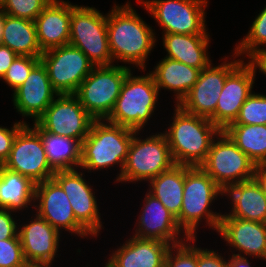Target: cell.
<instances>
[{"label": "cell", "instance_id": "1", "mask_svg": "<svg viewBox=\"0 0 266 267\" xmlns=\"http://www.w3.org/2000/svg\"><path fill=\"white\" fill-rule=\"evenodd\" d=\"M107 33L113 62L135 64L145 71L148 55L155 46L156 37L130 3L116 5L107 14ZM130 62V63H129Z\"/></svg>", "mask_w": 266, "mask_h": 267}, {"label": "cell", "instance_id": "2", "mask_svg": "<svg viewBox=\"0 0 266 267\" xmlns=\"http://www.w3.org/2000/svg\"><path fill=\"white\" fill-rule=\"evenodd\" d=\"M173 122L164 132L176 165L200 166L221 130L209 119L187 113L175 105Z\"/></svg>", "mask_w": 266, "mask_h": 267}, {"label": "cell", "instance_id": "3", "mask_svg": "<svg viewBox=\"0 0 266 267\" xmlns=\"http://www.w3.org/2000/svg\"><path fill=\"white\" fill-rule=\"evenodd\" d=\"M220 194L224 191L200 166L185 165L183 203L176 218L182 233L184 230V237L196 238V228L202 219L218 231L222 215L209 207Z\"/></svg>", "mask_w": 266, "mask_h": 267}, {"label": "cell", "instance_id": "4", "mask_svg": "<svg viewBox=\"0 0 266 267\" xmlns=\"http://www.w3.org/2000/svg\"><path fill=\"white\" fill-rule=\"evenodd\" d=\"M134 130L104 120H94L89 134L82 142L80 168L91 171L120 165V173L127 159Z\"/></svg>", "mask_w": 266, "mask_h": 267}, {"label": "cell", "instance_id": "5", "mask_svg": "<svg viewBox=\"0 0 266 267\" xmlns=\"http://www.w3.org/2000/svg\"><path fill=\"white\" fill-rule=\"evenodd\" d=\"M158 96L159 89L150 73L133 76L130 72L106 120L134 131H141L154 113Z\"/></svg>", "mask_w": 266, "mask_h": 267}, {"label": "cell", "instance_id": "6", "mask_svg": "<svg viewBox=\"0 0 266 267\" xmlns=\"http://www.w3.org/2000/svg\"><path fill=\"white\" fill-rule=\"evenodd\" d=\"M69 45L80 49L95 66L113 64L107 33V14L94 7L71 4Z\"/></svg>", "mask_w": 266, "mask_h": 267}, {"label": "cell", "instance_id": "7", "mask_svg": "<svg viewBox=\"0 0 266 267\" xmlns=\"http://www.w3.org/2000/svg\"><path fill=\"white\" fill-rule=\"evenodd\" d=\"M130 72V66H95L81 82L75 95L95 120L107 119Z\"/></svg>", "mask_w": 266, "mask_h": 267}, {"label": "cell", "instance_id": "8", "mask_svg": "<svg viewBox=\"0 0 266 267\" xmlns=\"http://www.w3.org/2000/svg\"><path fill=\"white\" fill-rule=\"evenodd\" d=\"M134 131L127 159L117 182L150 181L160 173L171 169L175 163L164 133L140 139Z\"/></svg>", "mask_w": 266, "mask_h": 267}, {"label": "cell", "instance_id": "9", "mask_svg": "<svg viewBox=\"0 0 266 267\" xmlns=\"http://www.w3.org/2000/svg\"><path fill=\"white\" fill-rule=\"evenodd\" d=\"M200 167L224 191L233 184L253 179L256 164L221 131Z\"/></svg>", "mask_w": 266, "mask_h": 267}, {"label": "cell", "instance_id": "10", "mask_svg": "<svg viewBox=\"0 0 266 267\" xmlns=\"http://www.w3.org/2000/svg\"><path fill=\"white\" fill-rule=\"evenodd\" d=\"M163 28V34L206 32L207 0H137Z\"/></svg>", "mask_w": 266, "mask_h": 267}, {"label": "cell", "instance_id": "11", "mask_svg": "<svg viewBox=\"0 0 266 267\" xmlns=\"http://www.w3.org/2000/svg\"><path fill=\"white\" fill-rule=\"evenodd\" d=\"M40 60L58 94H75L95 67L80 49L69 44L44 51Z\"/></svg>", "mask_w": 266, "mask_h": 267}, {"label": "cell", "instance_id": "12", "mask_svg": "<svg viewBox=\"0 0 266 267\" xmlns=\"http://www.w3.org/2000/svg\"><path fill=\"white\" fill-rule=\"evenodd\" d=\"M56 98L36 122L52 134L75 138L82 143L95 119L75 94H58Z\"/></svg>", "mask_w": 266, "mask_h": 267}, {"label": "cell", "instance_id": "13", "mask_svg": "<svg viewBox=\"0 0 266 267\" xmlns=\"http://www.w3.org/2000/svg\"><path fill=\"white\" fill-rule=\"evenodd\" d=\"M27 123L18 131L8 159L3 166L38 184L51 179L55 171L50 167L39 134Z\"/></svg>", "mask_w": 266, "mask_h": 267}, {"label": "cell", "instance_id": "14", "mask_svg": "<svg viewBox=\"0 0 266 267\" xmlns=\"http://www.w3.org/2000/svg\"><path fill=\"white\" fill-rule=\"evenodd\" d=\"M242 61L225 60L214 67L210 63L201 70L197 82L179 106L187 113L207 118L214 124V112L226 78Z\"/></svg>", "mask_w": 266, "mask_h": 267}, {"label": "cell", "instance_id": "15", "mask_svg": "<svg viewBox=\"0 0 266 267\" xmlns=\"http://www.w3.org/2000/svg\"><path fill=\"white\" fill-rule=\"evenodd\" d=\"M36 214L60 232L61 229L80 237L91 235L75 218L70 201L61 186L53 179L36 184Z\"/></svg>", "mask_w": 266, "mask_h": 267}, {"label": "cell", "instance_id": "16", "mask_svg": "<svg viewBox=\"0 0 266 267\" xmlns=\"http://www.w3.org/2000/svg\"><path fill=\"white\" fill-rule=\"evenodd\" d=\"M256 69L251 60L247 64L243 60L227 76L214 112V124L221 131L235 122L240 108L253 92Z\"/></svg>", "mask_w": 266, "mask_h": 267}, {"label": "cell", "instance_id": "17", "mask_svg": "<svg viewBox=\"0 0 266 267\" xmlns=\"http://www.w3.org/2000/svg\"><path fill=\"white\" fill-rule=\"evenodd\" d=\"M77 169L56 171L52 178L61 186L72 206L76 220L92 235L102 229L95 192Z\"/></svg>", "mask_w": 266, "mask_h": 267}, {"label": "cell", "instance_id": "18", "mask_svg": "<svg viewBox=\"0 0 266 267\" xmlns=\"http://www.w3.org/2000/svg\"><path fill=\"white\" fill-rule=\"evenodd\" d=\"M57 95L52 88L47 69L40 61L31 70L25 82L14 91L12 101L22 117H30L36 122Z\"/></svg>", "mask_w": 266, "mask_h": 267}, {"label": "cell", "instance_id": "19", "mask_svg": "<svg viewBox=\"0 0 266 267\" xmlns=\"http://www.w3.org/2000/svg\"><path fill=\"white\" fill-rule=\"evenodd\" d=\"M142 212L138 216V227L134 237L141 239H157L171 245L188 241L189 237H177L181 233L176 217L150 193L144 198ZM186 238V239H185ZM185 239V240H183Z\"/></svg>", "mask_w": 266, "mask_h": 267}, {"label": "cell", "instance_id": "20", "mask_svg": "<svg viewBox=\"0 0 266 267\" xmlns=\"http://www.w3.org/2000/svg\"><path fill=\"white\" fill-rule=\"evenodd\" d=\"M238 256H251L266 261V223L222 215L217 231ZM242 253V254H241Z\"/></svg>", "mask_w": 266, "mask_h": 267}, {"label": "cell", "instance_id": "21", "mask_svg": "<svg viewBox=\"0 0 266 267\" xmlns=\"http://www.w3.org/2000/svg\"><path fill=\"white\" fill-rule=\"evenodd\" d=\"M28 264L51 265L59 248L60 232L37 214L18 230Z\"/></svg>", "mask_w": 266, "mask_h": 267}, {"label": "cell", "instance_id": "22", "mask_svg": "<svg viewBox=\"0 0 266 267\" xmlns=\"http://www.w3.org/2000/svg\"><path fill=\"white\" fill-rule=\"evenodd\" d=\"M113 250L105 267H165V258L172 246L157 239L130 237Z\"/></svg>", "mask_w": 266, "mask_h": 267}, {"label": "cell", "instance_id": "23", "mask_svg": "<svg viewBox=\"0 0 266 267\" xmlns=\"http://www.w3.org/2000/svg\"><path fill=\"white\" fill-rule=\"evenodd\" d=\"M71 3L52 0L36 17L35 25L41 50L69 44Z\"/></svg>", "mask_w": 266, "mask_h": 267}, {"label": "cell", "instance_id": "24", "mask_svg": "<svg viewBox=\"0 0 266 267\" xmlns=\"http://www.w3.org/2000/svg\"><path fill=\"white\" fill-rule=\"evenodd\" d=\"M223 195L232 197L233 206L222 215L266 223V196L254 178L227 187Z\"/></svg>", "mask_w": 266, "mask_h": 267}, {"label": "cell", "instance_id": "25", "mask_svg": "<svg viewBox=\"0 0 266 267\" xmlns=\"http://www.w3.org/2000/svg\"><path fill=\"white\" fill-rule=\"evenodd\" d=\"M163 46L168 52L165 57L180 61L202 70L211 63L208 57V34H163Z\"/></svg>", "mask_w": 266, "mask_h": 267}, {"label": "cell", "instance_id": "26", "mask_svg": "<svg viewBox=\"0 0 266 267\" xmlns=\"http://www.w3.org/2000/svg\"><path fill=\"white\" fill-rule=\"evenodd\" d=\"M200 72L198 68L164 57L150 74L159 91L161 88L174 91L175 103L179 105L197 82Z\"/></svg>", "mask_w": 266, "mask_h": 267}, {"label": "cell", "instance_id": "27", "mask_svg": "<svg viewBox=\"0 0 266 267\" xmlns=\"http://www.w3.org/2000/svg\"><path fill=\"white\" fill-rule=\"evenodd\" d=\"M33 123L32 128L39 134L48 163L55 172L80 167L82 143L79 140L52 134L37 122Z\"/></svg>", "mask_w": 266, "mask_h": 267}, {"label": "cell", "instance_id": "28", "mask_svg": "<svg viewBox=\"0 0 266 267\" xmlns=\"http://www.w3.org/2000/svg\"><path fill=\"white\" fill-rule=\"evenodd\" d=\"M1 44L18 56L39 57L43 51L38 43L35 21L3 13Z\"/></svg>", "mask_w": 266, "mask_h": 267}, {"label": "cell", "instance_id": "29", "mask_svg": "<svg viewBox=\"0 0 266 267\" xmlns=\"http://www.w3.org/2000/svg\"><path fill=\"white\" fill-rule=\"evenodd\" d=\"M35 189L31 179L0 165V209L17 212L28 207L35 202Z\"/></svg>", "mask_w": 266, "mask_h": 267}, {"label": "cell", "instance_id": "30", "mask_svg": "<svg viewBox=\"0 0 266 267\" xmlns=\"http://www.w3.org/2000/svg\"><path fill=\"white\" fill-rule=\"evenodd\" d=\"M148 183L149 193L168 209L176 218L180 215L185 183V165H174L160 173Z\"/></svg>", "mask_w": 266, "mask_h": 267}, {"label": "cell", "instance_id": "31", "mask_svg": "<svg viewBox=\"0 0 266 267\" xmlns=\"http://www.w3.org/2000/svg\"><path fill=\"white\" fill-rule=\"evenodd\" d=\"M224 132L256 165L266 163V125L230 124Z\"/></svg>", "mask_w": 266, "mask_h": 267}, {"label": "cell", "instance_id": "32", "mask_svg": "<svg viewBox=\"0 0 266 267\" xmlns=\"http://www.w3.org/2000/svg\"><path fill=\"white\" fill-rule=\"evenodd\" d=\"M264 45L266 46V6L254 19L248 34L237 44L233 53L234 58L245 54L251 60L257 54L266 51Z\"/></svg>", "mask_w": 266, "mask_h": 267}, {"label": "cell", "instance_id": "33", "mask_svg": "<svg viewBox=\"0 0 266 267\" xmlns=\"http://www.w3.org/2000/svg\"><path fill=\"white\" fill-rule=\"evenodd\" d=\"M232 124L266 125V95L252 92Z\"/></svg>", "mask_w": 266, "mask_h": 267}, {"label": "cell", "instance_id": "34", "mask_svg": "<svg viewBox=\"0 0 266 267\" xmlns=\"http://www.w3.org/2000/svg\"><path fill=\"white\" fill-rule=\"evenodd\" d=\"M52 0H0L1 11L6 15L35 21Z\"/></svg>", "mask_w": 266, "mask_h": 267}, {"label": "cell", "instance_id": "35", "mask_svg": "<svg viewBox=\"0 0 266 267\" xmlns=\"http://www.w3.org/2000/svg\"><path fill=\"white\" fill-rule=\"evenodd\" d=\"M39 57L17 56L2 80L13 89V92L19 88L27 79L31 70L40 62Z\"/></svg>", "mask_w": 266, "mask_h": 267}, {"label": "cell", "instance_id": "36", "mask_svg": "<svg viewBox=\"0 0 266 267\" xmlns=\"http://www.w3.org/2000/svg\"><path fill=\"white\" fill-rule=\"evenodd\" d=\"M196 240V238H189V244L184 241L181 244L172 245L165 258V267H197V246L194 245ZM191 242L193 245L190 244Z\"/></svg>", "mask_w": 266, "mask_h": 267}, {"label": "cell", "instance_id": "37", "mask_svg": "<svg viewBox=\"0 0 266 267\" xmlns=\"http://www.w3.org/2000/svg\"><path fill=\"white\" fill-rule=\"evenodd\" d=\"M27 265L19 235L0 240V267H26Z\"/></svg>", "mask_w": 266, "mask_h": 267}, {"label": "cell", "instance_id": "38", "mask_svg": "<svg viewBox=\"0 0 266 267\" xmlns=\"http://www.w3.org/2000/svg\"><path fill=\"white\" fill-rule=\"evenodd\" d=\"M25 121L15 122L13 127L8 129L7 127L0 126V165L8 159L10 151L12 149L13 141L18 131L25 125Z\"/></svg>", "mask_w": 266, "mask_h": 267}, {"label": "cell", "instance_id": "39", "mask_svg": "<svg viewBox=\"0 0 266 267\" xmlns=\"http://www.w3.org/2000/svg\"><path fill=\"white\" fill-rule=\"evenodd\" d=\"M197 267H229V264L216 251L197 247Z\"/></svg>", "mask_w": 266, "mask_h": 267}, {"label": "cell", "instance_id": "40", "mask_svg": "<svg viewBox=\"0 0 266 267\" xmlns=\"http://www.w3.org/2000/svg\"><path fill=\"white\" fill-rule=\"evenodd\" d=\"M14 211L0 209V240L15 238L18 235V225L12 217Z\"/></svg>", "mask_w": 266, "mask_h": 267}, {"label": "cell", "instance_id": "41", "mask_svg": "<svg viewBox=\"0 0 266 267\" xmlns=\"http://www.w3.org/2000/svg\"><path fill=\"white\" fill-rule=\"evenodd\" d=\"M18 55L9 47L0 44V79L6 74L10 65Z\"/></svg>", "mask_w": 266, "mask_h": 267}, {"label": "cell", "instance_id": "42", "mask_svg": "<svg viewBox=\"0 0 266 267\" xmlns=\"http://www.w3.org/2000/svg\"><path fill=\"white\" fill-rule=\"evenodd\" d=\"M266 196V163L256 165L253 177Z\"/></svg>", "mask_w": 266, "mask_h": 267}, {"label": "cell", "instance_id": "43", "mask_svg": "<svg viewBox=\"0 0 266 267\" xmlns=\"http://www.w3.org/2000/svg\"><path fill=\"white\" fill-rule=\"evenodd\" d=\"M229 267H251L247 257L232 254L228 259Z\"/></svg>", "mask_w": 266, "mask_h": 267}, {"label": "cell", "instance_id": "44", "mask_svg": "<svg viewBox=\"0 0 266 267\" xmlns=\"http://www.w3.org/2000/svg\"><path fill=\"white\" fill-rule=\"evenodd\" d=\"M251 61L255 64L256 68L266 75V51L257 54Z\"/></svg>", "mask_w": 266, "mask_h": 267}, {"label": "cell", "instance_id": "45", "mask_svg": "<svg viewBox=\"0 0 266 267\" xmlns=\"http://www.w3.org/2000/svg\"><path fill=\"white\" fill-rule=\"evenodd\" d=\"M2 30H3V12H0V44L2 41Z\"/></svg>", "mask_w": 266, "mask_h": 267}, {"label": "cell", "instance_id": "46", "mask_svg": "<svg viewBox=\"0 0 266 267\" xmlns=\"http://www.w3.org/2000/svg\"><path fill=\"white\" fill-rule=\"evenodd\" d=\"M51 265L28 264L26 267H50Z\"/></svg>", "mask_w": 266, "mask_h": 267}]
</instances>
